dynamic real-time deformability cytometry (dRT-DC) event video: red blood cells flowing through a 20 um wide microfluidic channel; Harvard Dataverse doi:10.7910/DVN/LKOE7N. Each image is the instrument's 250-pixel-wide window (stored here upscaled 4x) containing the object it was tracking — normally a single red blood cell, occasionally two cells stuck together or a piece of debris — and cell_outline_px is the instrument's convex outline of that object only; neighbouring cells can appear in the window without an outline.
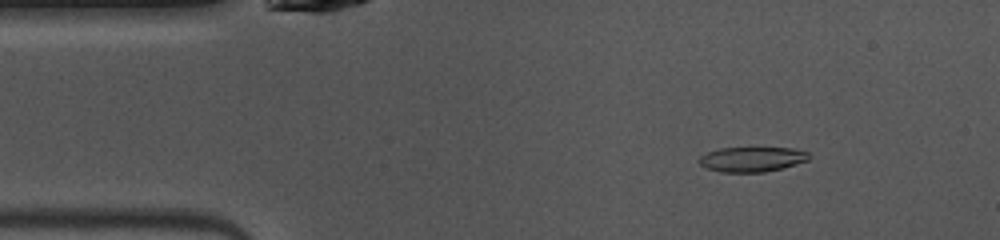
{"species": "common noctule bat (a hibernating species)", "species_latin": "Nyctalus noctula", "temperature_condition": "warm", "stored_images_in_passage": 48, "camera_frame_rate_fps": 3000, "um_per_image_px": 0.085, "animal": {"sex": "female", "body_mass_g": 10.0, "forearm_length_mm": 53.1}, "frame": {"image": 1, "passage_image": 6, "time_ms": 1.667, "image_size_px": [1000, 240], "cell_outline_px": [[808, 160], [780, 168], [764, 172], [720, 172], [708, 168], [700, 164], [696, 160], [700, 156], [708, 152], [720, 148], [792, 148], [808, 152]], "centroid_in_image_um": [63.87, 13.53], "position_along_channel_um": 21.1, "area_um2": 15.72}}
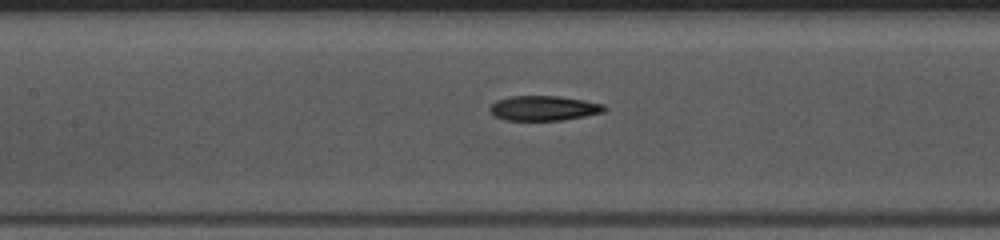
{"frame": {"image": 2, "passage_image": 20, "time_ms": 6.333, "image_size_px": [1000, 240], "cell_outline_px": [[608, 108], [604, 112], [564, 120], [504, 120], [492, 116], [488, 108], [496, 100], [512, 96], [560, 96], [584, 100], [604, 104]], "centroid_in_image_um": [46.2, 9.2], "position_along_channel_um": 161.2, "area_um2": 16.76}}
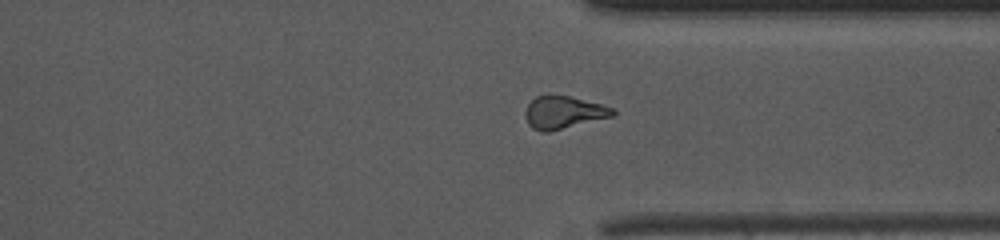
{"frame": {"image": 3, "passage_image": 35, "time_ms": 11.333, "image_size_px": [1000, 240], "cell_outline_px": [[616, 112], [612, 116], [548, 132], [540, 132], [532, 128], [528, 124], [524, 112], [528, 104], [536, 96], [568, 96], [616, 108]], "centroid_in_image_um": [47.89, 9.57], "position_along_channel_um": 363.5, "area_um2": 16.36}, "authors_computed_cell_mechanics": {"area_um2": 16.8198, "velocity_mm_per_s": 4.0717, "shape_relaxation_time_tau1_ms": null, "shape_relaxation_time_tau2_ms": 3.6318, "deformation_change_tau1": null, "deformation_change_tau2": 0.1282}}